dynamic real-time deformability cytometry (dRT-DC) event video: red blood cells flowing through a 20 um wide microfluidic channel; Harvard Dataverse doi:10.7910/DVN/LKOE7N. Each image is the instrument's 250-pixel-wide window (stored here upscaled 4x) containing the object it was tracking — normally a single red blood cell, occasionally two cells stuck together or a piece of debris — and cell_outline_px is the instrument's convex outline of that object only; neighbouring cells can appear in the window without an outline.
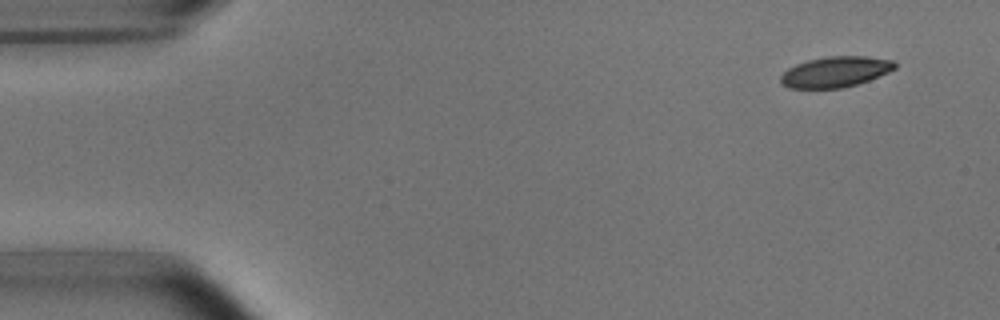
{"species": "common noctule bat (a hibernating species)", "species_latin": "Nyctalus noctula", "temperature_condition": "room temperature", "stored_images_in_passage": 6, "camera_frame_rate_fps": 3000, "um_per_image_px": 0.085, "animal": {"sex": "male", "body_mass_g": 15.6}, "frame": {"image": 1, "passage_image": 1, "time_ms": 0.0, "image_size_px": [1000, 320], "cell_outline_px": [[896, 68], [888, 72], [868, 80], [844, 88], [788, 88], [780, 84], [780, 76], [788, 68], [796, 64], [808, 60], [828, 56], [868, 56], [892, 60], [896, 64]], "centroid_in_image_um": [70.98, 6.11], "position_along_channel_um": 14.0, "area_um2": 20.4}}
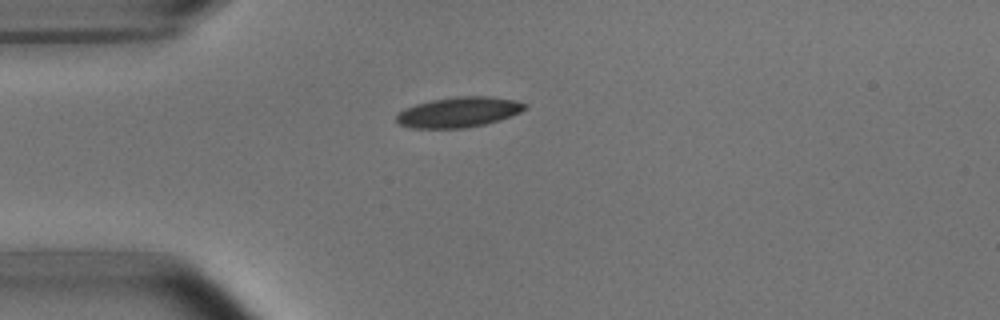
{"frame": {"image": 2, "passage_image": 3, "time_ms": 3.333, "image_size_px": [1000, 320], "cell_outline_px": [[528, 108], [520, 112], [500, 120], [484, 124], [464, 128], [412, 128], [400, 124], [396, 120], [396, 116], [404, 108], [416, 104], [432, 100], [456, 96], [488, 96], [516, 100], [528, 104]], "centroid_in_image_um": [39.02, 9.52], "position_along_channel_um": 46.0, "area_um2": 22.66}}
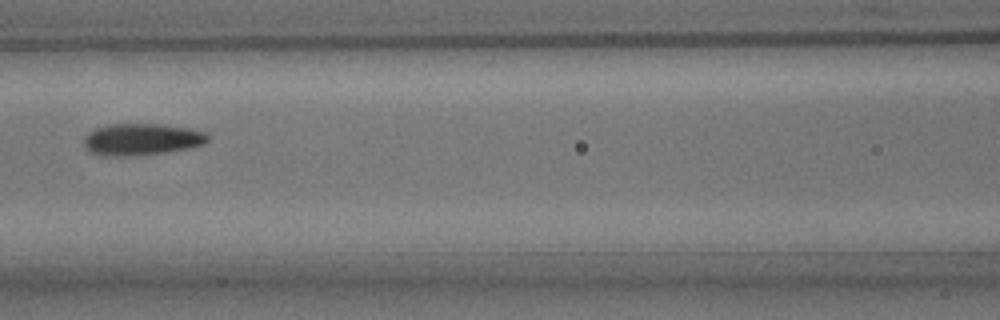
{"frame": {"image": 3, "passage_image": 6, "time_ms": 6.667, "image_size_px": [1000, 320], "cell_outline_px": [[208, 140], [204, 144], [188, 148], [164, 152], [120, 156], [104, 156], [88, 152], [84, 144], [84, 136], [88, 132], [96, 128], [108, 124], [160, 124], [188, 128], [204, 132], [208, 136]], "centroid_in_image_um": [11.99, 11.84], "position_along_channel_um": 154.6, "area_um2": 22.77}}